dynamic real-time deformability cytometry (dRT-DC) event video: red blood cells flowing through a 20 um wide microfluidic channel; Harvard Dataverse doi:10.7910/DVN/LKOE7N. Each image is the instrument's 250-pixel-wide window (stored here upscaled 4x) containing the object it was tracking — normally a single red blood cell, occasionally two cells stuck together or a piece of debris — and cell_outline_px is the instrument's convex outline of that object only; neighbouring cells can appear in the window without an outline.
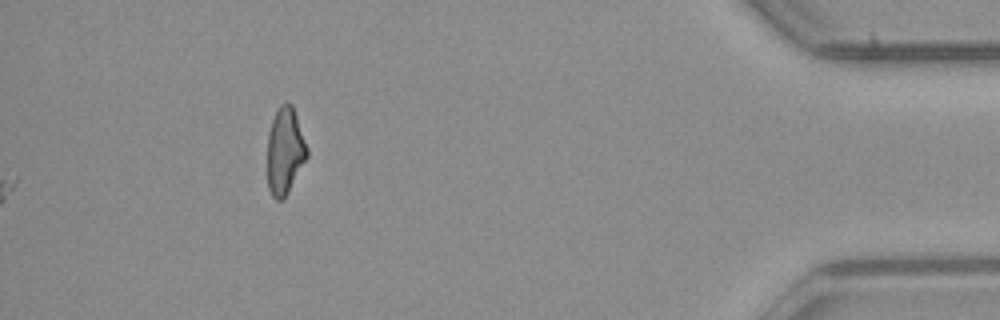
{"species": "common noctule bat (a hibernating species)", "species_latin": "Nyctalus noctula", "temperature_condition": "room temperature", "stored_images_in_passage": 56, "segment_of_instrument_passage": [2, 2], "camera_frame_rate_fps": 3000, "um_per_image_px": 0.085, "animal": {"sex": "male", "body_mass_g": 23.1, "forearm_length_mm": 52.7}, "frame": {"image": 1, "passage_image": 56, "time_ms": 18.333, "image_size_px": [1000, 320], "cell_outline_px": [[308, 156], [284, 200], [276, 200], [272, 196], [268, 188], [268, 132], [272, 120], [280, 104], [292, 104], [308, 148]], "centroid_in_image_um": [24.22, 12.87], "position_along_channel_um": 411.0, "area_um2": 20.0}}